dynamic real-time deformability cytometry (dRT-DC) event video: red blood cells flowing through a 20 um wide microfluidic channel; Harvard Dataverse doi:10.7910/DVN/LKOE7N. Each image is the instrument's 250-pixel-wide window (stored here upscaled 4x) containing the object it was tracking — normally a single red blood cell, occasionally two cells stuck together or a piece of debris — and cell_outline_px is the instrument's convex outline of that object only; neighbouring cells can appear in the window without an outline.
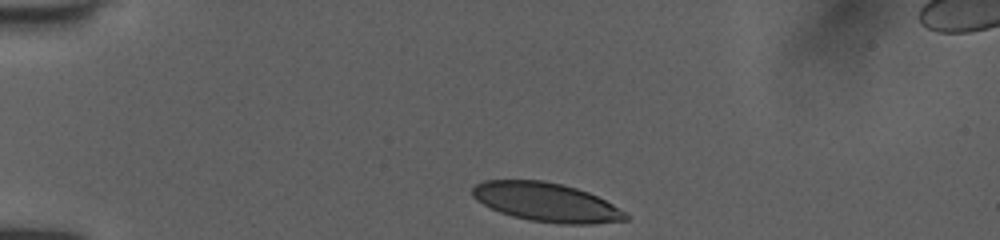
{"species": "human", "species_latin": "Homo sapiens", "temperature_condition": "room temperature", "stored_images_in_passage": 34, "camera_frame_rate_fps": 3000, "um_per_image_px": 0.085, "donor": {"sex": "female"}, "frame": {"image": 1, "passage_image": 1, "time_ms": 0.0, "image_size_px": [1000, 240], "cell_outline_px": [[632, 216], [628, 220], [592, 224], [560, 224], [528, 220], [512, 216], [500, 212], [476, 200], [472, 196], [472, 188], [476, 184], [484, 180], [544, 180], [576, 188], [588, 192], [612, 204]], "centroid_in_image_um": [46.45, 17.19], "position_along_channel_um": 38.5, "area_um2": 34.74}}
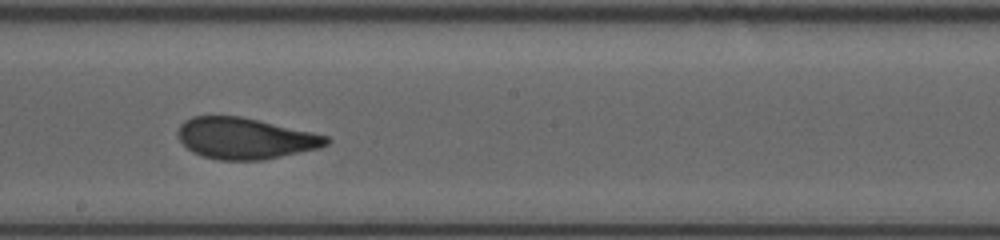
{"frame": {"image": 2, "passage_image": 19, "time_ms": 6.0, "image_size_px": [1000, 240], "cell_outline_px": [[332, 140], [328, 144], [320, 148], [260, 160], [220, 160], [200, 156], [192, 152], [180, 140], [176, 132], [180, 124], [184, 120], [192, 116], [240, 116], [312, 132], [328, 136]], "centroid_in_image_um": [20.81, 11.76], "position_along_channel_um": 227.4, "area_um2": 35.6}}
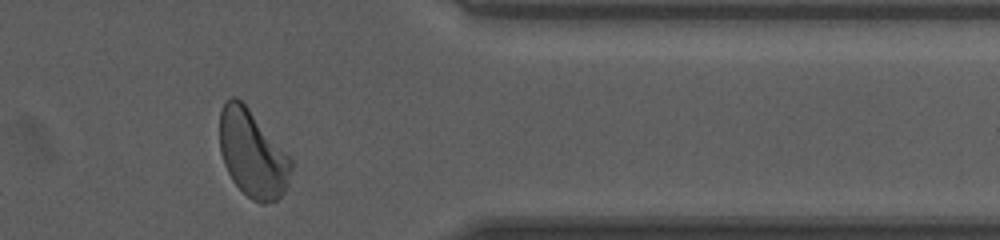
{"frame": {"image": 3, "passage_image": 32, "time_ms": 10.333, "image_size_px": [1000, 240], "cell_outline_px": [[292, 168], [288, 184], [284, 192], [276, 200], [264, 204], [260, 204], [252, 200], [232, 180], [224, 164], [220, 152], [220, 112], [224, 104], [232, 96], [236, 96], [248, 108], [292, 156]], "centroid_in_image_um": [21.49, 13.08], "position_along_channel_um": 389.9, "area_um2": 36.41}, "authors_computed_cell_mechanics": {"area_um2": 36.0672, "velocity_mm_per_s": 4.0251, "shape_relaxation_time_tau1_ms": 4.0817, "shape_relaxation_time_tau2_ms": 0.783, "deformation_change_tau1": 0.1657, "deformation_change_tau2": 0.0538}}